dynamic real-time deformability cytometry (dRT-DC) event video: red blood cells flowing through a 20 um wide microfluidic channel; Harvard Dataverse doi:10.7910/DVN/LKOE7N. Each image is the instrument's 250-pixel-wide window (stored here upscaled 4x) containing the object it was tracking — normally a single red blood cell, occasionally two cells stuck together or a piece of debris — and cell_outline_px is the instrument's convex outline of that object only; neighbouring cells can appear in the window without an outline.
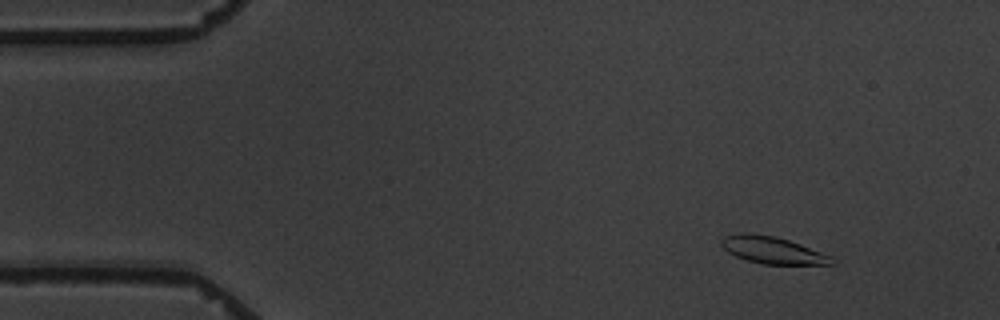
{"species": "common noctule bat (a hibernating species)", "species_latin": "Nyctalus noctula", "temperature_condition": "warm", "stored_images_in_passage": 4, "camera_frame_rate_fps": 3000, "um_per_image_px": 0.085, "animal": {"sex": "male", "body_mass_g": 19.5, "forearm_length_mm": 54.6}, "frame": {"image": 1, "passage_image": 2, "time_ms": 1.333, "image_size_px": [1000, 320], "cell_outline_px": [[836, 264], [764, 264], [748, 260], [736, 256], [728, 252], [720, 244], [720, 240], [724, 236], [740, 232], [748, 232], [776, 236], [800, 244], [832, 256], [836, 260]], "centroid_in_image_um": [65.66, 21.25], "position_along_channel_um": 19.3, "area_um2": 17.46}}
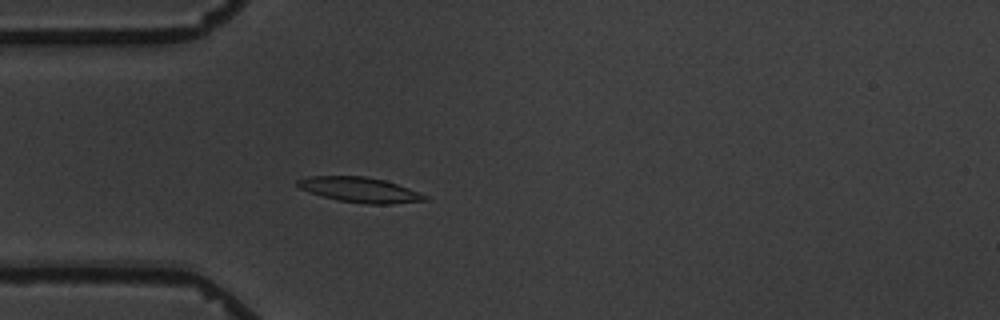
{"frame": {"image": 2, "passage_image": 4, "time_ms": 4.667, "image_size_px": [1000, 320], "cell_outline_px": [[428, 200], [392, 204], [368, 204], [336, 200], [300, 188], [296, 184], [296, 180], [308, 176], [364, 176], [384, 180], [408, 188], [428, 196]], "centroid_in_image_um": [30.59, 16.13], "position_along_channel_um": 54.4, "area_um2": 18.44}}